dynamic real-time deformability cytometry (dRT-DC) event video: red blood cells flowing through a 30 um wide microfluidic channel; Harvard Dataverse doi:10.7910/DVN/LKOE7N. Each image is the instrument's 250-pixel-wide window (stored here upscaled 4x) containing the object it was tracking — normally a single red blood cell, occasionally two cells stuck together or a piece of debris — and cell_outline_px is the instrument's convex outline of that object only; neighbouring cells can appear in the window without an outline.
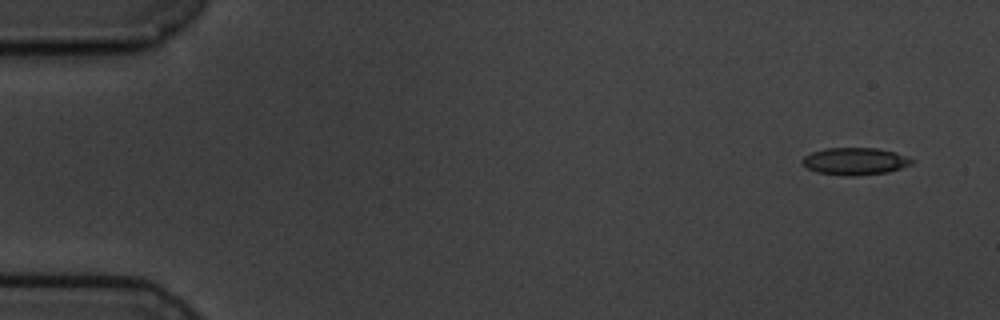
{"species": "common noctule bat (a hibernating species)", "species_latin": "Nyctalus noctula", "temperature_condition": "cold", "stored_images_in_passage": 6, "camera_frame_rate_fps": 3000, "um_per_image_px": 0.085, "animal": {"sex": "male", "body_mass_g": 19.5, "forearm_length_mm": 54.6}, "frame": {"image": 1, "passage_image": 1, "time_ms": 0.0, "image_size_px": [1000, 320], "cell_outline_px": [[916, 160], [912, 164], [888, 172], [856, 176], [844, 176], [816, 172], [800, 164], [800, 160], [804, 156], [812, 152], [824, 148], [876, 148], [896, 152], [908, 156]], "centroid_in_image_um": [72.67, 13.71], "position_along_channel_um": 12.3, "area_um2": 17.69}}
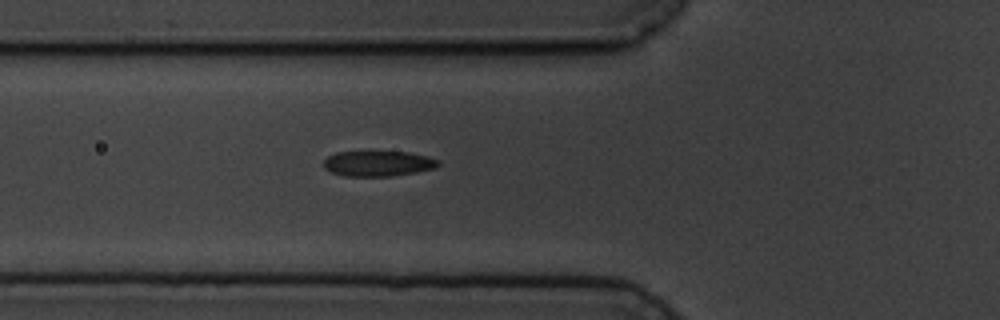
{"frame": {"image": 2, "passage_image": 6, "time_ms": 5.667, "image_size_px": [1000, 320], "cell_outline_px": [[440, 164], [436, 168], [416, 172], [392, 176], [344, 176], [332, 172], [324, 168], [324, 160], [328, 156], [336, 152], [408, 152], [428, 156], [440, 160]], "centroid_in_image_um": [32.17, 13.9], "position_along_channel_um": 93.6, "area_um2": 16.99}}